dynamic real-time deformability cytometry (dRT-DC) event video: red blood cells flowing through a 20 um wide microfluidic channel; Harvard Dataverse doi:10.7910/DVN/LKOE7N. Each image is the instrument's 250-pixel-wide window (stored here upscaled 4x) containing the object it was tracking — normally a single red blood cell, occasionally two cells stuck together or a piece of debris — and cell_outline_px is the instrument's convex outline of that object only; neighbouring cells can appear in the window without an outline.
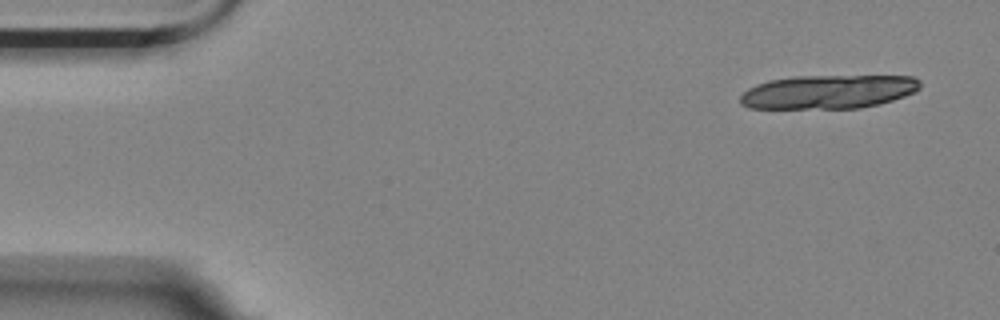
{"species": "Egyptian fruit bat (a non-hibernating species)", "species_latin": "Rousettus aegyptiacus", "temperature_condition": "room temperature", "stored_images_in_passage": 10, "camera_frame_rate_fps": 3000, "um_per_image_px": 0.085, "animal": {"sex": "female"}, "frame": {"image": 1, "passage_image": 1, "time_ms": 0.0, "image_size_px": [1000, 320], "cell_outline_px": [[920, 88], [916, 92], [880, 104], [860, 108], [748, 108], [740, 104], [740, 96], [748, 88], [756, 84], [768, 80], [792, 76], [912, 76], [920, 80]], "centroid_in_image_um": [70.39, 7.8], "position_along_channel_um": 14.6, "area_um2": 35.6}}